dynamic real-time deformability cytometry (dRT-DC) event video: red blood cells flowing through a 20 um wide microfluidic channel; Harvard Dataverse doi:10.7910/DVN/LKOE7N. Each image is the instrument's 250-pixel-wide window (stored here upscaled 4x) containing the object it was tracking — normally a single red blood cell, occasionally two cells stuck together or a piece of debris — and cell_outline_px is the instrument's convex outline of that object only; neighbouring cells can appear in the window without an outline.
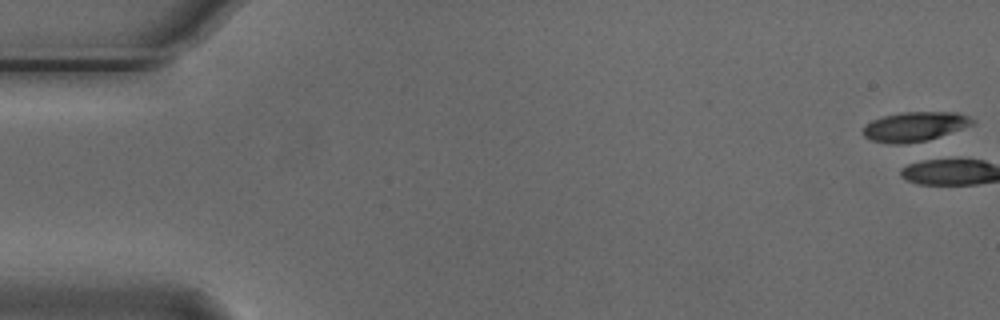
{"species": "Egyptian fruit bat (a non-hibernating species)", "species_latin": "Rousettus aegyptiacus", "temperature_condition": "cold", "stored_images_in_passage": 2, "camera_frame_rate_fps": 3000, "um_per_image_px": 0.085, "animal": {"sex": "male"}, "frame": {"image": 1, "passage_image": 1, "time_ms": 0.0, "image_size_px": [1000, 320], "cell_outline_px": [[976, 124], [928, 140], [900, 144], [892, 144], [872, 140], [864, 136], [860, 132], [864, 124], [872, 120], [884, 116], [900, 112], [956, 112], [968, 116], [976, 120]], "centroid_in_image_um": [77.75, 10.75], "position_along_channel_um": 7.3, "area_um2": 19.02}}